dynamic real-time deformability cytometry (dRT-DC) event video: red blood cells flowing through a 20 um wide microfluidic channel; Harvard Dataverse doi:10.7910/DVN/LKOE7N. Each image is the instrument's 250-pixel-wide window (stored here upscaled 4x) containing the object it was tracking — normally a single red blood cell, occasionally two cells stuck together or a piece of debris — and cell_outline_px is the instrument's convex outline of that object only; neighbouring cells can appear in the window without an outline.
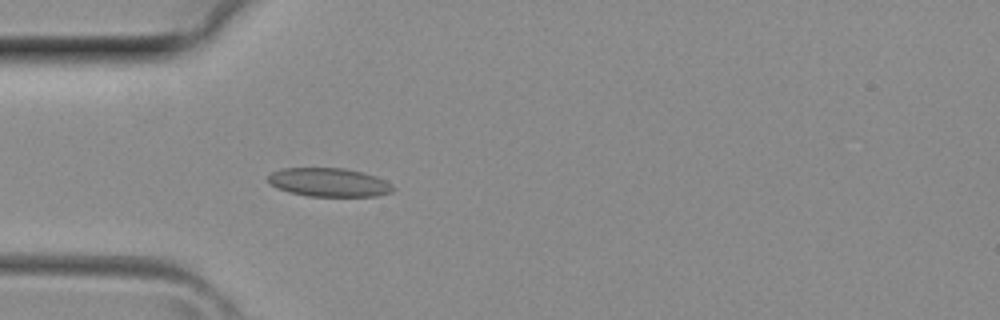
{"species": "common noctule bat (a hibernating species)", "species_latin": "Nyctalus noctula", "temperature_condition": "room temperature", "stored_images_in_passage": 39, "camera_frame_rate_fps": 3000, "um_per_image_px": 0.085, "animal": {"sex": "female", "body_mass_g": 29.2, "forearm_length_mm": 56.3}, "frame": {"image": 1, "passage_image": 12, "time_ms": 3.667, "image_size_px": [1000, 320], "cell_outline_px": [[396, 188], [392, 192], [376, 196], [308, 196], [288, 192], [276, 188], [268, 184], [268, 176], [272, 172], [280, 168], [344, 168], [364, 172], [376, 176], [392, 184]], "centroid_in_image_um": [27.95, 15.5], "position_along_channel_um": 57.1, "area_um2": 21.1}}
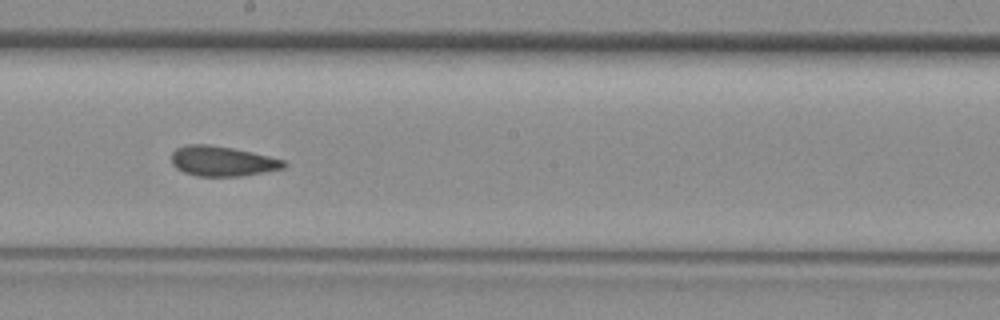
{"frame": {"image": 2, "passage_image": 22, "time_ms": 7.0, "image_size_px": [1000, 320], "cell_outline_px": [[288, 164], [284, 168], [240, 176], [196, 176], [184, 172], [176, 168], [172, 164], [172, 152], [176, 148], [188, 144], [208, 144], [232, 148], [252, 152], [284, 160]], "centroid_in_image_um": [18.87, 13.69], "position_along_channel_um": 229.3, "area_um2": 19.59}}
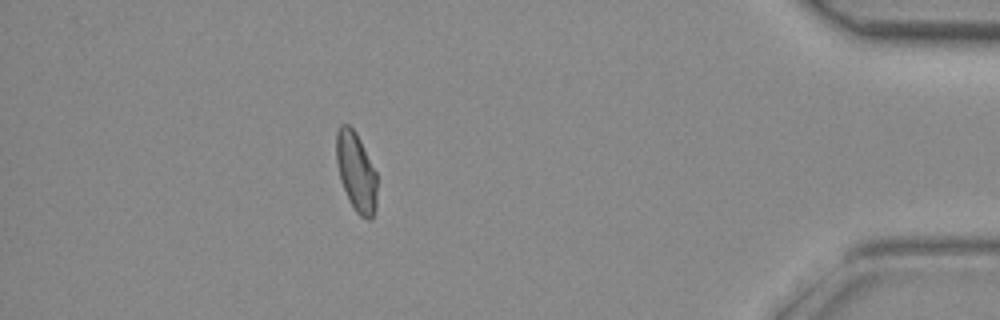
{"frame": {"image": 3, "passage_image": 35, "time_ms": 11.333, "image_size_px": [1000, 320], "cell_outline_px": [[376, 208], [372, 220], [368, 220], [360, 216], [356, 212], [340, 180], [336, 164], [336, 132], [340, 124], [348, 124], [356, 132], [376, 172]], "centroid_in_image_um": [30.26, 14.6], "position_along_channel_um": 404.9, "area_um2": 18.73}}